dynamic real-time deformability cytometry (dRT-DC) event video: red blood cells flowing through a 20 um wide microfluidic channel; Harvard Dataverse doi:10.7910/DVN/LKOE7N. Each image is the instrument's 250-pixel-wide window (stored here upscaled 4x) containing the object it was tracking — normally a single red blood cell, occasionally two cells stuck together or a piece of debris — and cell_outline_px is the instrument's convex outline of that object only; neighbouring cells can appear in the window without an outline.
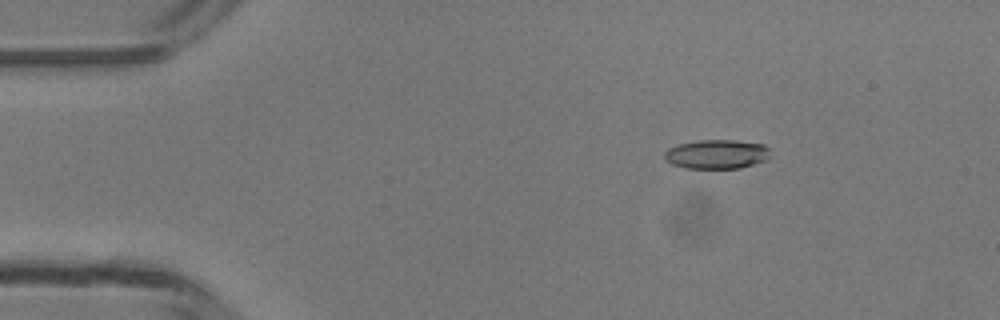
{"species": "common noctule bat (a hibernating species)", "species_latin": "Nyctalus noctula", "temperature_condition": "room temperature", "stored_images_in_passage": 49, "camera_frame_rate_fps": 3000, "um_per_image_px": 0.085, "animal": {"sex": "male", "body_mass_g": 13.3}, "frame": {"image": 1, "passage_image": 8, "time_ms": 2.333, "image_size_px": [1000, 320], "cell_outline_px": [[768, 160], [740, 168], [684, 168], [672, 164], [664, 160], [664, 152], [668, 148], [680, 144], [700, 140], [736, 140], [764, 144], [768, 148]], "centroid_in_image_um": [60.91, 13.11], "position_along_channel_um": 24.1, "area_um2": 18.03}}
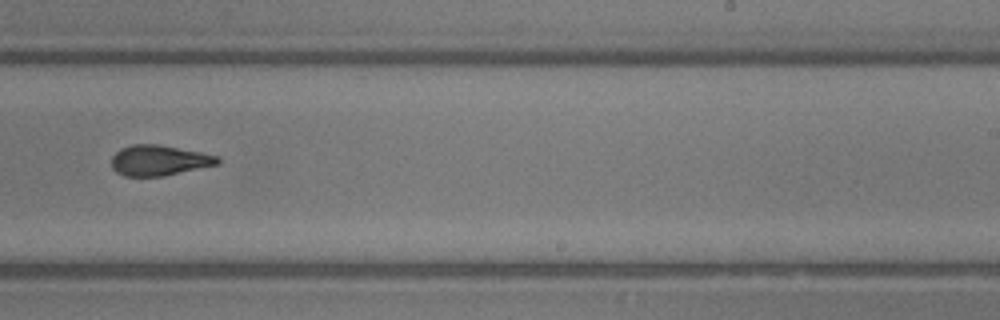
{"frame": {"image": 2, "passage_image": 31, "time_ms": 10.0, "image_size_px": [1000, 320], "cell_outline_px": [[220, 164], [164, 176], [124, 176], [116, 172], [112, 168], [112, 156], [120, 148], [132, 144], [156, 144], [200, 152], [220, 156]], "centroid_in_image_um": [13.53, 13.63], "position_along_channel_um": 275.5, "area_um2": 18.9}}
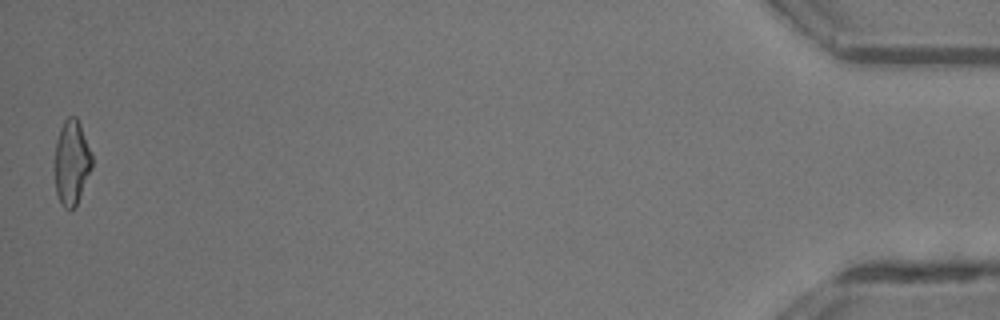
{"frame": {"image": 3, "passage_image": 49, "time_ms": 16.0, "image_size_px": [1000, 320], "cell_outline_px": [[92, 168], [76, 204], [72, 208], [64, 208], [60, 204], [56, 192], [52, 164], [56, 140], [60, 128], [64, 120], [68, 116], [76, 116], [80, 124], [92, 156]], "centroid_in_image_um": [6.03, 13.8], "position_along_channel_um": 429.2, "area_um2": 18.73}, "authors_computed_cell_mechanics": {"area_um2": 18.9006, "velocity_mm_per_s": 4.2408, "shape_relaxation_time_tau1_ms": 5.8614, "shape_relaxation_time_tau2_ms": 1.9508, "deformation_change_tau1": 0.2068, "deformation_change_tau2": 0.0985}}